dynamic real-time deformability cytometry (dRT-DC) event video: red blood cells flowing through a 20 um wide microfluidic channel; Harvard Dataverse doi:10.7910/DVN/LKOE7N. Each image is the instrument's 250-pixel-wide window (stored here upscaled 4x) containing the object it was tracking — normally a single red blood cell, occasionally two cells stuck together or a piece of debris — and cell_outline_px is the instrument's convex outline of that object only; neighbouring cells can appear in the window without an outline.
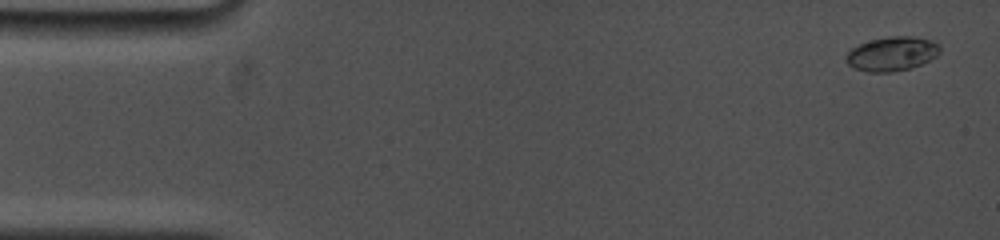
{"species": "common noctule bat (a hibernating species)", "species_latin": "Nyctalus noctula", "temperature_condition": "cold", "stored_images_in_passage": 14, "camera_frame_rate_fps": 5000, "um_per_image_px": 0.085, "animal": {"sex": "female", "body_mass_g": 19.0, "forearm_length_mm": 53.3}, "frame": {"image": 1, "passage_image": 1, "time_ms": 0.0, "image_size_px": [1000, 240], "cell_outline_px": [[940, 52], [936, 56], [912, 68], [892, 72], [868, 72], [852, 68], [844, 60], [848, 52], [852, 48], [860, 44], [872, 40], [888, 36], [912, 36], [932, 40], [940, 44]], "centroid_in_image_um": [75.81, 4.58], "position_along_channel_um": 9.2, "area_um2": 18.79}}
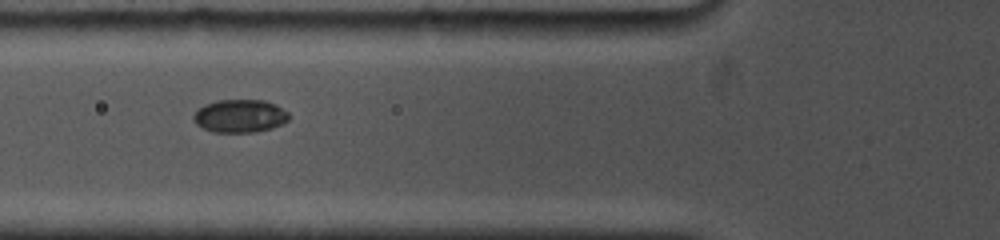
{"frame": {"image": 2, "passage_image": 10, "time_ms": 5.8, "image_size_px": [1000, 240], "cell_outline_px": [[288, 120], [272, 128], [256, 132], [212, 132], [196, 124], [192, 120], [192, 116], [204, 104], [216, 100], [264, 100], [276, 104], [288, 112]], "centroid_in_image_um": [20.37, 9.85], "position_along_channel_um": 105.4, "area_um2": 18.38}}
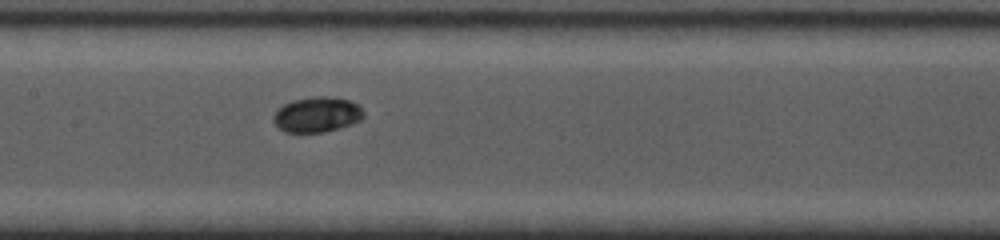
{"frame": {"image": 3, "passage_image": 14, "time_ms": 7.8, "image_size_px": [1000, 240], "cell_outline_px": [[364, 116], [360, 120], [352, 124], [340, 128], [324, 132], [284, 132], [272, 120], [272, 116], [284, 104], [292, 100], [312, 96], [324, 96], [348, 100], [360, 104], [364, 112]], "centroid_in_image_um": [26.97, 9.73], "position_along_channel_um": 180.4, "area_um2": 18.61}}